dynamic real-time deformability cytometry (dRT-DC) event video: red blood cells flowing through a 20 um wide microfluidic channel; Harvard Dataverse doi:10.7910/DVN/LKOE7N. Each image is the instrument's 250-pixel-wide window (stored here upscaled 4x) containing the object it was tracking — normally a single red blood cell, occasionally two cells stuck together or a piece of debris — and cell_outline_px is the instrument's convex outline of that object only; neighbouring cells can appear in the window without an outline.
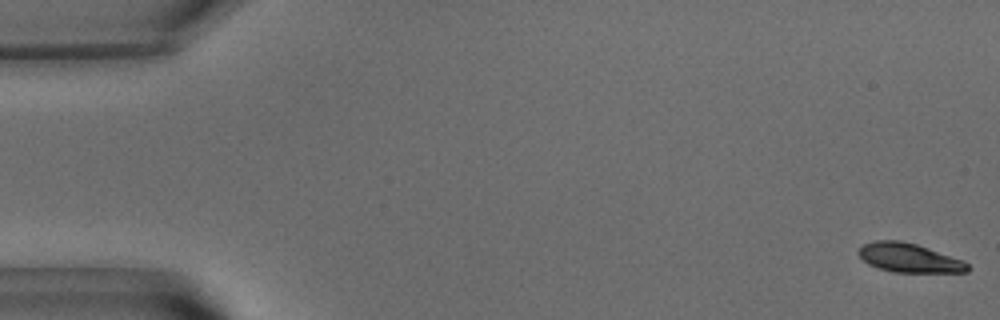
{"species": "common noctule bat (a hibernating species)", "species_latin": "Nyctalus noctula", "temperature_condition": "warm", "stored_images_in_passage": 52, "camera_frame_rate_fps": 3000, "um_per_image_px": 0.085, "animal": {"sex": "male", "body_mass_g": 15.6}, "frame": {"image": 1, "passage_image": 1, "time_ms": 0.0, "image_size_px": [1000, 320], "cell_outline_px": [[968, 268], [964, 272], [904, 272], [884, 268], [872, 264], [860, 256], [860, 248], [868, 244], [912, 244], [924, 248], [968, 264]], "centroid_in_image_um": [77.35, 22.0], "position_along_channel_um": 7.6, "area_um2": 15.84}}
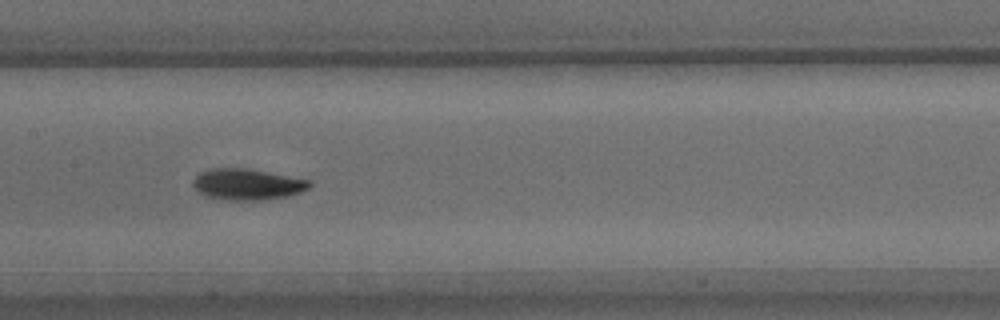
{"frame": {"image": 2, "passage_image": 26, "time_ms": 8.333, "image_size_px": [1000, 320], "cell_outline_px": [[308, 184], [304, 188], [292, 192], [268, 196], [224, 196], [208, 192], [200, 188], [196, 184], [196, 180], [200, 176], [212, 172], [256, 172], [304, 180]], "centroid_in_image_um": [21.1, 15.64], "position_along_channel_um": 186.3, "area_um2": 15.37}}
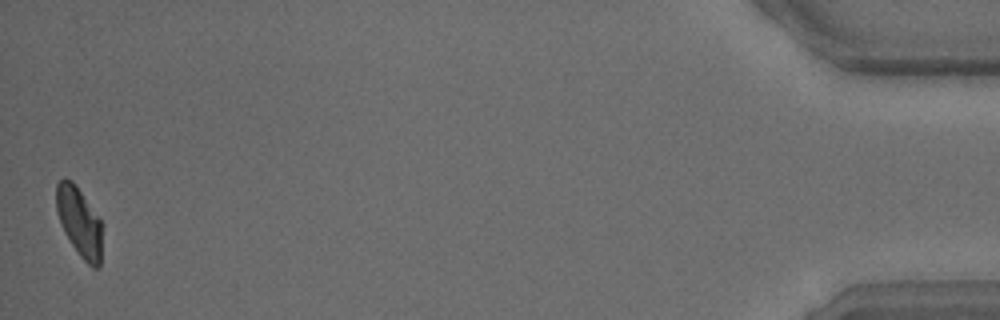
{"frame": {"image": 3, "passage_image": 52, "time_ms": 17.0, "image_size_px": [1000, 320], "cell_outline_px": [[100, 264], [92, 264], [76, 248], [68, 236], [60, 220], [56, 204], [56, 188], [60, 180], [68, 180], [76, 188], [100, 220]], "centroid_in_image_um": [6.71, 18.79], "position_along_channel_um": 428.5, "area_um2": 16.42}, "authors_computed_cell_mechanics": {"area_um2": 16.0973, "velocity_mm_per_s": 3.8614, "shape_relaxation_time_tau1_ms": 11.0607, "shape_relaxation_time_tau2_ms": 8.1016, "deformation_change_tau1": 0.2615, "deformation_change_tau2": 0.1499}}